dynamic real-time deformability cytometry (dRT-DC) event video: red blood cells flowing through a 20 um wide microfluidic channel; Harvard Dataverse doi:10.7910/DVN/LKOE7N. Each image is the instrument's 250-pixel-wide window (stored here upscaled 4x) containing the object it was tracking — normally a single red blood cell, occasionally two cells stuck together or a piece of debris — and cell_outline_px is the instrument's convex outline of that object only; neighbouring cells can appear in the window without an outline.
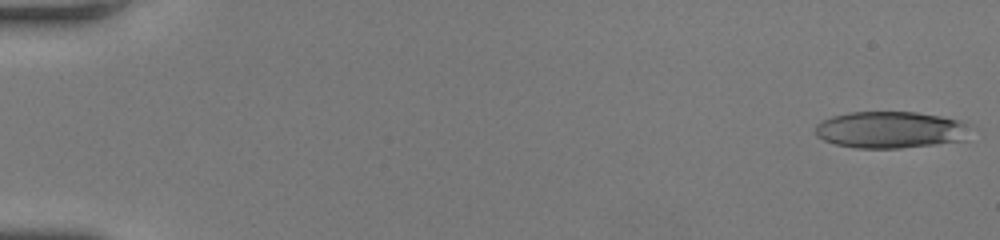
{"species": "human", "species_latin": "Homo sapiens", "temperature_condition": "room temperature", "stored_images_in_passage": 57, "camera_frame_rate_fps": 3000, "um_per_image_px": 0.085, "donor": {"sex": "female"}, "frame": {"image": 1, "passage_image": 1, "time_ms": 0.0, "image_size_px": [1000, 240], "cell_outline_px": [[976, 128], [964, 140], [936, 144], [900, 148], [856, 148], [836, 144], [824, 140], [816, 136], [816, 124], [820, 120], [832, 116], [848, 112], [916, 112], [940, 116], [960, 120], [972, 124]], "centroid_in_image_um": [75.76, 11.02], "position_along_channel_um": 9.2, "area_um2": 33.76}}
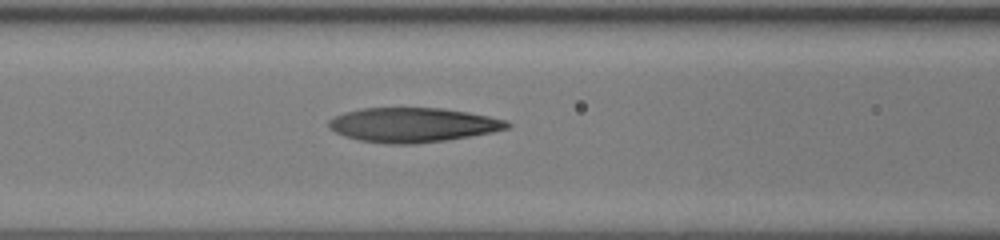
{"frame": {"image": 2, "passage_image": 26, "time_ms": 8.333, "image_size_px": [1000, 240], "cell_outline_px": [[512, 124], [508, 128], [492, 132], [472, 136], [448, 140], [416, 144], [388, 144], [360, 140], [344, 136], [328, 128], [328, 120], [332, 116], [344, 112], [360, 108], [444, 108], [468, 112], [508, 120]], "centroid_in_image_um": [35.08, 10.61], "position_along_channel_um": 131.5, "area_um2": 36.18}}
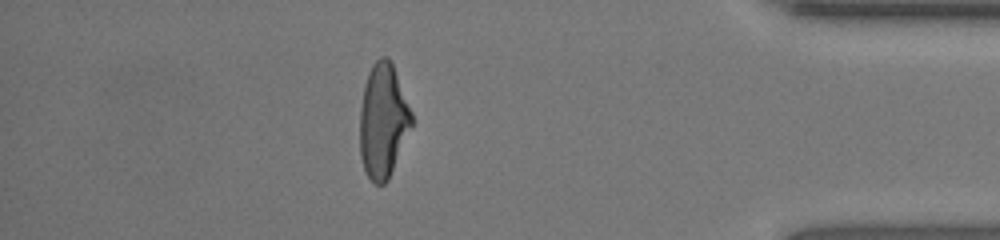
{"frame": {"image": 3, "passage_image": 50, "time_ms": 16.333, "image_size_px": [1000, 240], "cell_outline_px": [[412, 124], [388, 180], [384, 184], [376, 184], [368, 176], [364, 168], [360, 156], [360, 108], [364, 84], [368, 72], [372, 64], [380, 56], [388, 56], [392, 64], [412, 112]], "centroid_in_image_um": [32.54, 10.24], "position_along_channel_um": 402.7, "area_um2": 34.16}, "authors_computed_cell_mechanics": {"area_um2": 34.6222, "velocity_mm_per_s": 3.8291, "shape_relaxation_time_tau1_ms": 9.7173, "shape_relaxation_time_tau2_ms": 1.9573, "deformation_change_tau1": 0.319, "deformation_change_tau2": 0.1096}}